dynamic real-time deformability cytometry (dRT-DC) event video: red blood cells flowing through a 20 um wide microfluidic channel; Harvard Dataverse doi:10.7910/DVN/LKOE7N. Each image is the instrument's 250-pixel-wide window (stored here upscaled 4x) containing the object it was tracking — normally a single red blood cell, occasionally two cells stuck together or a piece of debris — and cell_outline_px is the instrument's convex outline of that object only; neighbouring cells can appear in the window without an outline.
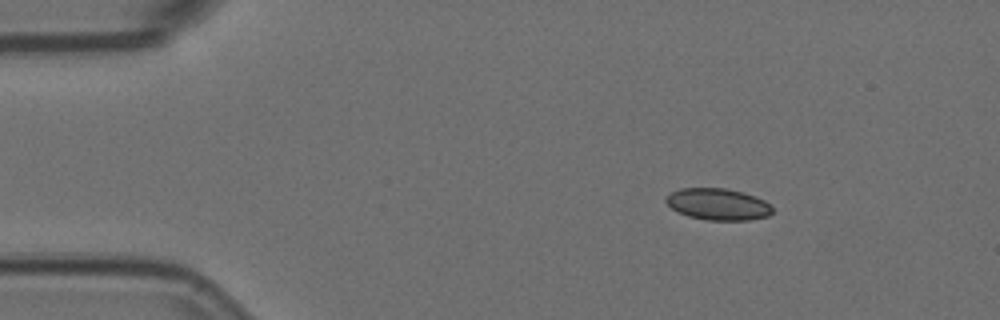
{"species": "Egyptian fruit bat (a non-hibernating species)", "species_latin": "Rousettus aegyptiacus", "temperature_condition": "room temperature", "stored_images_in_passage": 3, "camera_frame_rate_fps": 3000, "um_per_image_px": 0.085, "animal": {"sex": "female"}, "frame": {"image": 1, "passage_image": 1, "time_ms": 0.0, "image_size_px": [1000, 320], "cell_outline_px": [[772, 212], [768, 216], [748, 220], [708, 220], [688, 216], [672, 208], [664, 200], [672, 192], [680, 188], [728, 188], [744, 192], [756, 196], [764, 200], [772, 208]], "centroid_in_image_um": [61.05, 17.35], "position_along_channel_um": 24.0, "area_um2": 19.54}}
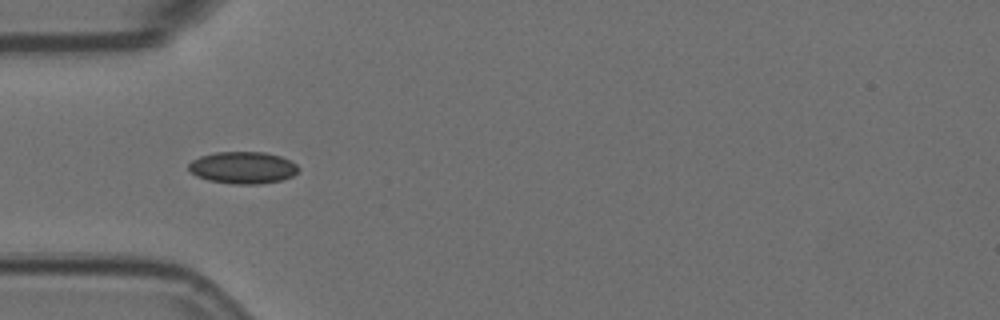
{"frame": {"image": 2, "passage_image": 2, "time_ms": 0.333, "image_size_px": [1000, 320], "cell_outline_px": [[300, 168], [292, 176], [280, 180], [260, 184], [232, 184], [208, 180], [196, 176], [188, 168], [188, 164], [192, 160], [200, 156], [216, 152], [264, 152], [280, 156], [292, 160]], "centroid_in_image_um": [20.64, 14.25], "position_along_channel_um": 64.4, "area_um2": 20.52}}